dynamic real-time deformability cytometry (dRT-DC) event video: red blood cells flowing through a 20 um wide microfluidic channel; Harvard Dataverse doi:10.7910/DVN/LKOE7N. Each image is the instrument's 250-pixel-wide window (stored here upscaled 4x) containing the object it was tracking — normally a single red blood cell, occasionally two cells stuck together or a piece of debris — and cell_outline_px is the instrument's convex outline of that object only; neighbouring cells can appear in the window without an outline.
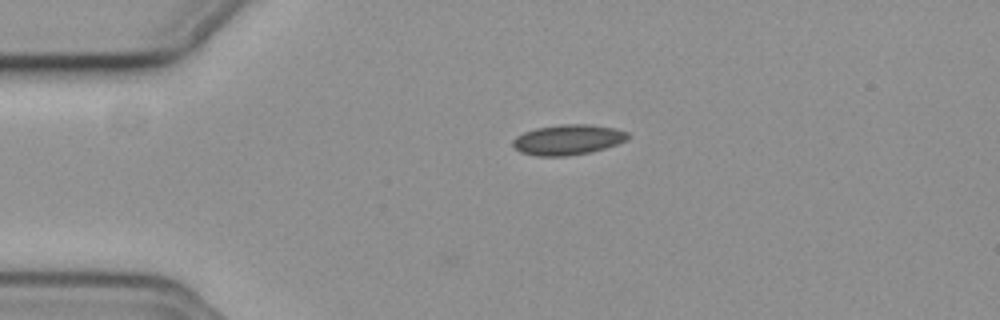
{"species": "common noctule bat (a hibernating species)", "species_latin": "Nyctalus noctula", "temperature_condition": "cold", "stored_images_in_passage": 36, "camera_frame_rate_fps": 3000, "um_per_image_px": 0.085, "animal": {"sex": "female", "body_mass_g": 19.3, "forearm_length_mm": 54.1}, "frame": {"image": 1, "passage_image": 1, "time_ms": 0.0, "image_size_px": [1000, 320], "cell_outline_px": [[628, 140], [592, 152], [568, 156], [536, 156], [520, 152], [512, 144], [512, 140], [516, 136], [524, 132], [536, 128], [560, 124], [588, 124], [616, 128], [628, 132]], "centroid_in_image_um": [48.27, 11.87], "position_along_channel_um": 36.7, "area_um2": 20.4}}
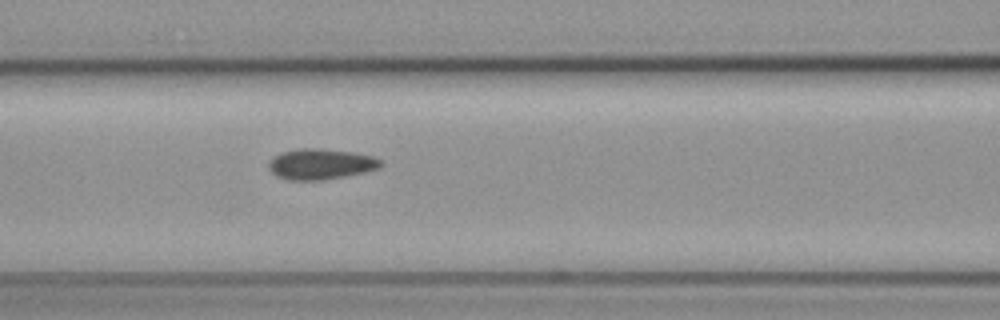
{"frame": {"image": 2, "passage_image": 12, "time_ms": 3.667, "image_size_px": [1000, 320], "cell_outline_px": [[384, 164], [380, 168], [364, 172], [344, 176], [320, 180], [288, 180], [276, 176], [268, 168], [268, 164], [276, 156], [284, 152], [300, 148], [316, 148], [352, 152], [372, 156], [380, 160]], "centroid_in_image_um": [27.28, 13.95], "position_along_channel_um": 139.3, "area_um2": 19.77}}
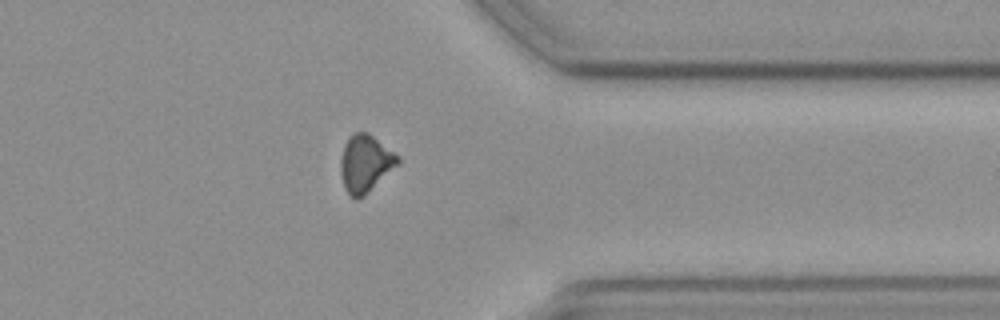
{"frame": {"image": 3, "passage_image": 32, "time_ms": 10.333, "image_size_px": [1000, 320], "cell_outline_px": [[400, 164], [364, 196], [356, 200], [344, 188], [340, 172], [340, 160], [344, 144], [348, 136], [352, 132], [368, 132], [392, 152], [400, 160]], "centroid_in_image_um": [31.02, 13.9], "position_along_channel_um": 380.4, "area_um2": 19.07}}